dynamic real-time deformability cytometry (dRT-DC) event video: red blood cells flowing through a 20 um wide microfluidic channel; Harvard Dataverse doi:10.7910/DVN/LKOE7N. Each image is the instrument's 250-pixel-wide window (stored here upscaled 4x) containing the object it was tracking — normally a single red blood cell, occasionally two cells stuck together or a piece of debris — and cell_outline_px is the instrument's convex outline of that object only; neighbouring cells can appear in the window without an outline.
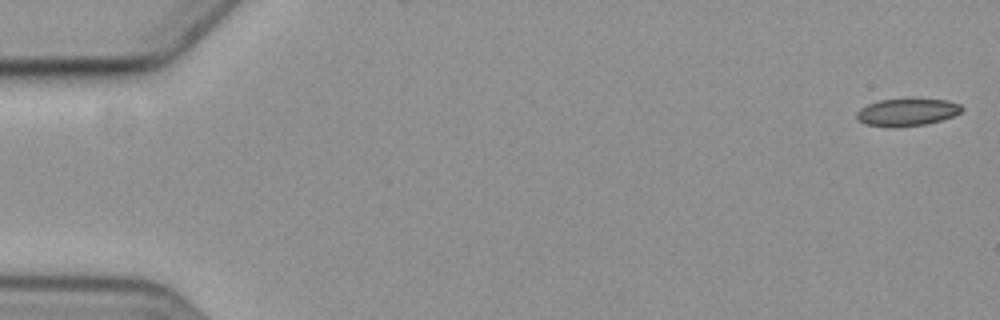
{"species": "common noctule bat (a hibernating species)", "species_latin": "Nyctalus noctula", "temperature_condition": "cold", "stored_images_in_passage": 8, "camera_frame_rate_fps": 3000, "um_per_image_px": 0.085, "animal": {"sex": "female", "body_mass_g": 19.3, "forearm_length_mm": 54.1}, "frame": {"image": 1, "passage_image": 1, "time_ms": 0.0, "image_size_px": [1000, 320], "cell_outline_px": [[964, 108], [960, 112], [952, 116], [940, 120], [924, 124], [892, 128], [888, 128], [864, 124], [856, 116], [856, 112], [860, 108], [868, 104], [880, 100], [912, 96], [948, 100], [960, 104]], "centroid_in_image_um": [77.09, 9.49], "position_along_channel_um": 7.9, "area_um2": 17.51}}
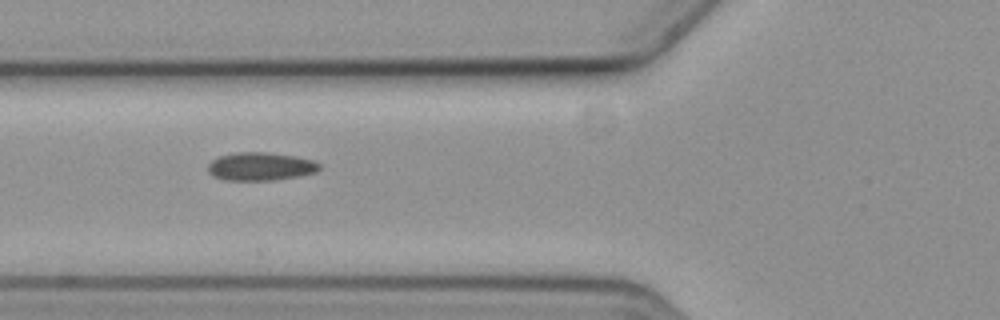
{"frame": {"image": 2, "passage_image": 7, "time_ms": 7.0, "image_size_px": [1000, 320], "cell_outline_px": [[320, 168], [316, 172], [300, 176], [276, 180], [224, 180], [212, 176], [208, 172], [208, 164], [212, 160], [220, 156], [236, 152], [268, 152], [296, 156], [312, 160], [320, 164]], "centroid_in_image_um": [22.14, 14.15], "position_along_channel_um": 103.7, "area_um2": 18.44}}
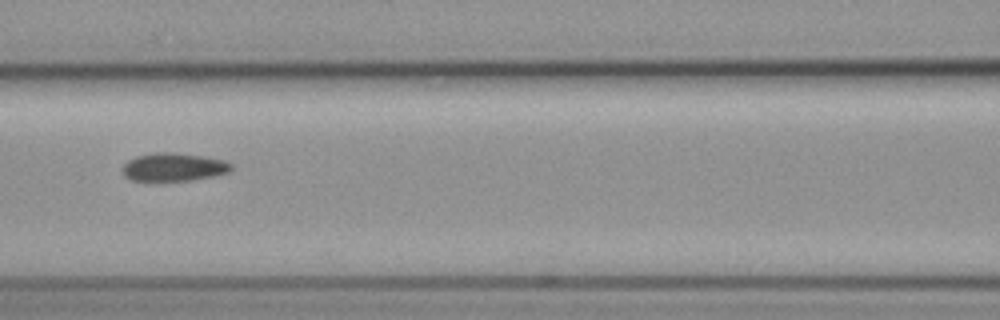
{"frame": {"image": 3, "passage_image": 8, "time_ms": 8.333, "image_size_px": [1000, 320], "cell_outline_px": [[232, 168], [228, 172], [212, 176], [188, 180], [132, 180], [124, 176], [120, 168], [128, 160], [136, 156], [152, 152], [176, 152], [224, 160], [232, 164]], "centroid_in_image_um": [14.71, 14.18], "position_along_channel_um": 151.9, "area_um2": 17.74}}